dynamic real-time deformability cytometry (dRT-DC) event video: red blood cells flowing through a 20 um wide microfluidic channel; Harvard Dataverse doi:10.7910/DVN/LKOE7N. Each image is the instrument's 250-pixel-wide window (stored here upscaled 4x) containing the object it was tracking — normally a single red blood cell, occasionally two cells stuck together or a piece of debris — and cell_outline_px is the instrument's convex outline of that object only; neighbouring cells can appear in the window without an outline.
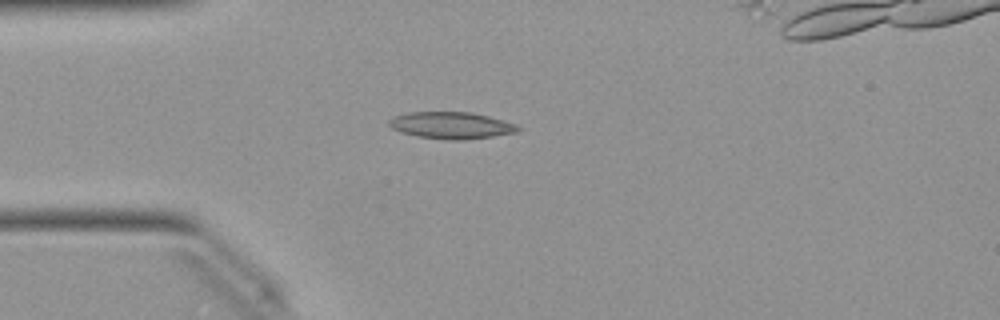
{"species": "Egyptian fruit bat (a non-hibernating species)", "species_latin": "Rousettus aegyptiacus", "temperature_condition": "warm", "stored_images_in_passage": 36, "camera_frame_rate_fps": 3000, "um_per_image_px": 0.085, "animal": {"sex": "female"}, "frame": {"image": 1, "passage_image": 1, "time_ms": 0.0, "image_size_px": [1000, 320], "cell_outline_px": [[520, 132], [464, 140], [444, 140], [416, 136], [400, 132], [392, 128], [388, 124], [388, 120], [392, 116], [408, 112], [472, 112], [488, 116], [516, 124], [520, 128]], "centroid_in_image_um": [38.33, 10.66], "position_along_channel_um": 46.7, "area_um2": 20.35}}
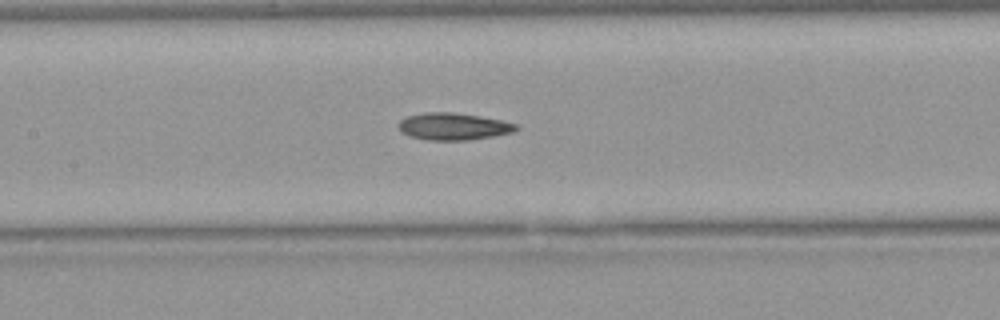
{"frame": {"image": 2, "passage_image": 11, "time_ms": 3.333, "image_size_px": [1000, 320], "cell_outline_px": [[520, 128], [512, 132], [492, 136], [468, 140], [428, 140], [412, 136], [400, 132], [396, 124], [400, 120], [408, 116], [424, 112], [452, 112], [480, 116], [520, 124]], "centroid_in_image_um": [38.53, 10.74], "position_along_channel_um": 168.9, "area_um2": 18.61}}
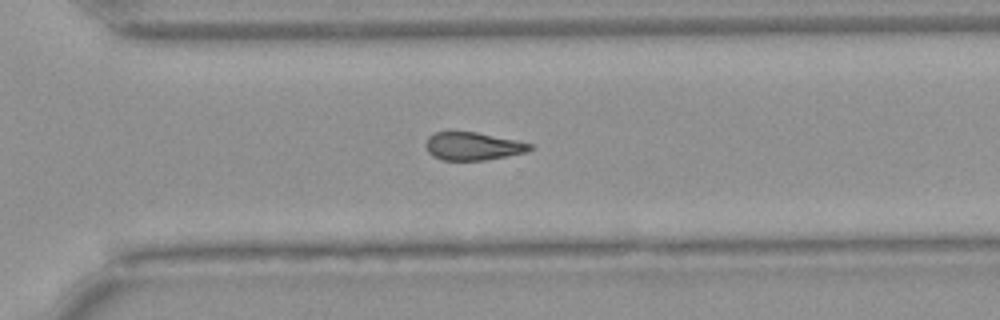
{"frame": {"image": 3, "passage_image": 23, "time_ms": 7.333, "image_size_px": [1000, 320], "cell_outline_px": [[532, 148], [528, 152], [484, 160], [440, 160], [432, 156], [428, 152], [424, 144], [428, 136], [436, 132], [476, 132], [516, 140], [532, 144]], "centroid_in_image_um": [40.16, 12.43], "position_along_channel_um": 330.4, "area_um2": 16.99}}